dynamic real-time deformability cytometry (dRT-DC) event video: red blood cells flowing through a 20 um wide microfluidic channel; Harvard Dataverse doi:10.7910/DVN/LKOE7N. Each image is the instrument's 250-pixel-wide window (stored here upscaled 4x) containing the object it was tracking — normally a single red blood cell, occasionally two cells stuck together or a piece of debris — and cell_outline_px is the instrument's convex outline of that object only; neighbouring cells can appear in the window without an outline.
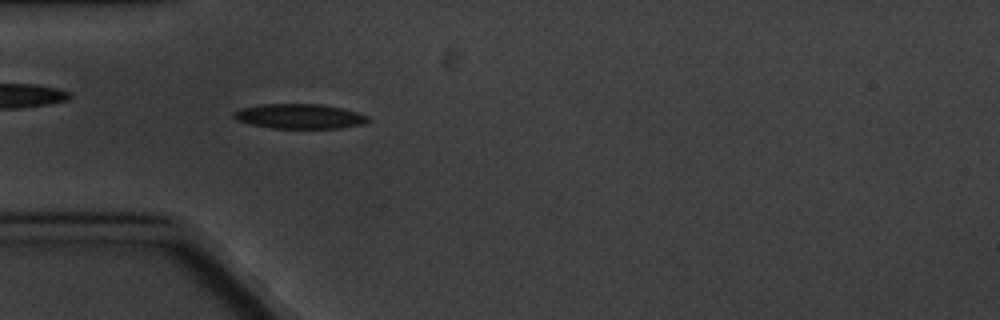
{"species": "common noctule bat (a hibernating species)", "species_latin": "Nyctalus noctula", "temperature_condition": "cold", "stored_images_in_passage": 6, "camera_frame_rate_fps": 3000, "um_per_image_px": 0.085, "animal": {"sex": "male", "body_mass_g": 20.1, "forearm_length_mm": 53.5}, "frame": {"image": 1, "passage_image": 5, "time_ms": 4.667, "image_size_px": [1000, 320], "cell_outline_px": [[368, 120], [364, 124], [340, 128], [272, 128], [252, 124], [236, 120], [232, 116], [232, 112], [240, 108], [260, 104], [320, 104], [340, 108], [356, 112], [368, 116]], "centroid_in_image_um": [25.41, 9.88], "position_along_channel_um": 59.6, "area_um2": 19.31}}